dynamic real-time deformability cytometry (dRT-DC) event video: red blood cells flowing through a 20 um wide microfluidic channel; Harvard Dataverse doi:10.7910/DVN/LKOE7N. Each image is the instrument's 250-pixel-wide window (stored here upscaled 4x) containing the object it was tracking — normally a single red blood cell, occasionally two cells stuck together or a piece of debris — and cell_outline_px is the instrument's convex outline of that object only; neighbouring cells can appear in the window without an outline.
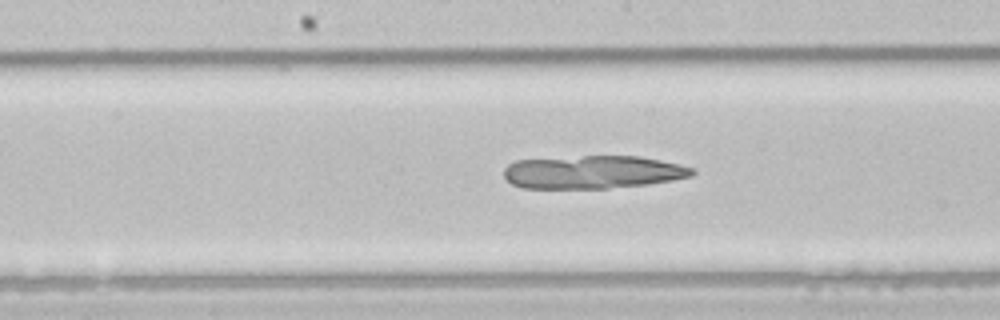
{"species": "common noctule bat (a hibernating species)", "species_latin": "Nyctalus noctula", "temperature_condition": "room temperature", "stored_images_in_passage": 43, "camera_frame_rate_fps": 3000, "um_per_image_px": 0.085, "animal": {"sex": "male", "body_mass_g": 21.5, "forearm_length_mm": 52.0}, "frame": {"image": 1, "passage_image": 25, "time_ms": 8.0, "image_size_px": [1000, 320], "cell_outline_px": [[696, 172], [692, 176], [672, 180], [648, 184], [608, 188], [520, 188], [512, 184], [504, 176], [504, 168], [508, 164], [516, 160], [584, 156], [640, 156], [680, 164], [692, 168]], "centroid_in_image_um": [50.39, 14.63], "position_along_channel_um": 197.8, "area_um2": 36.3}}
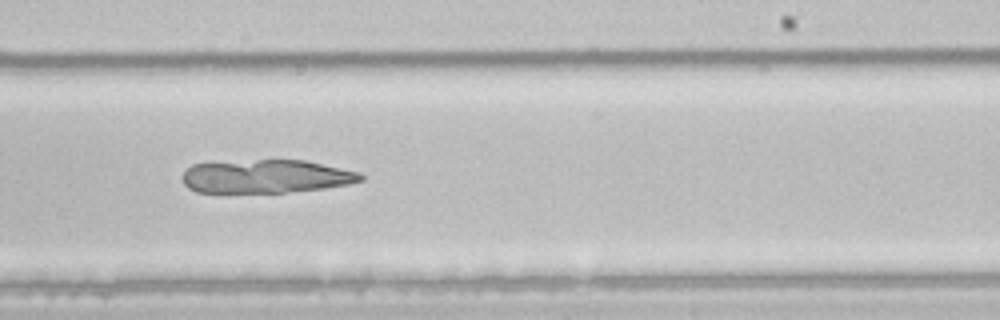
{"frame": {"image": 2, "passage_image": 30, "time_ms": 9.667, "image_size_px": [1000, 320], "cell_outline_px": [[364, 180], [348, 184], [324, 188], [284, 192], [196, 192], [188, 188], [184, 184], [184, 172], [192, 164], [256, 160], [304, 160], [360, 172], [364, 176]], "centroid_in_image_um": [22.65, 14.99], "position_along_channel_um": 266.4, "area_um2": 34.33}}
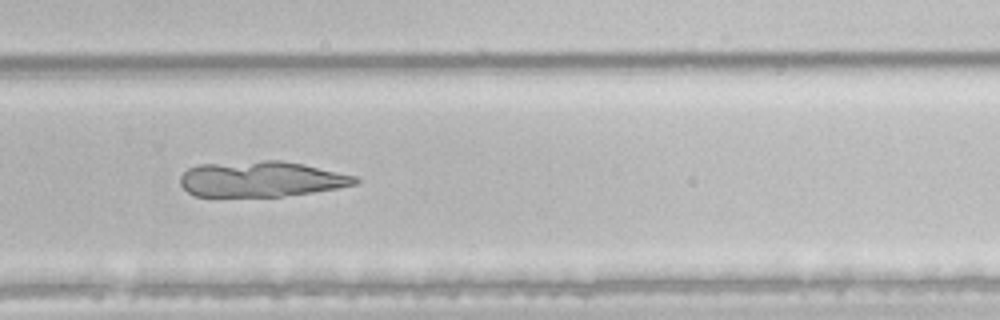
{"frame": {"image": 3, "passage_image": 33, "time_ms": 10.667, "image_size_px": [1000, 320], "cell_outline_px": [[360, 180], [356, 184], [336, 188], [312, 192], [280, 196], [196, 196], [188, 192], [180, 184], [180, 176], [188, 168], [200, 164], [264, 160], [280, 160], [304, 164], [356, 176]], "centroid_in_image_um": [22.19, 15.21], "position_along_channel_um": 307.6, "area_um2": 36.13}}